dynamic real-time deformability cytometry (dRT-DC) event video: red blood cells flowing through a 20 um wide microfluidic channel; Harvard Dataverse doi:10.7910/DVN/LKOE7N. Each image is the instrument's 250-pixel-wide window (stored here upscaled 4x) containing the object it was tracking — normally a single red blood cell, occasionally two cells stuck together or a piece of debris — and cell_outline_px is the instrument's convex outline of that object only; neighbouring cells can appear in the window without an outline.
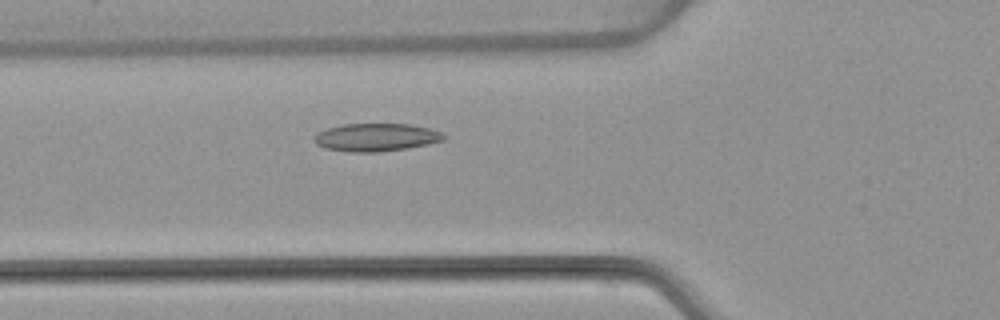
{"species": "common noctule bat (a hibernating species)", "species_latin": "Nyctalus noctula", "temperature_condition": "warm", "stored_images_in_passage": 49, "camera_frame_rate_fps": 3000, "um_per_image_px": 0.085, "animal": {"sex": "female", "body_mass_g": 22.7, "forearm_length_mm": 54.2}, "frame": {"image": 1, "passage_image": 15, "time_ms": 4.667, "image_size_px": [1000, 320], "cell_outline_px": [[448, 136], [444, 140], [428, 144], [408, 148], [376, 152], [352, 152], [324, 148], [316, 144], [312, 136], [328, 128], [344, 124], [408, 124], [428, 128], [440, 132]], "centroid_in_image_um": [31.97, 11.67], "position_along_channel_um": 93.8, "area_um2": 20.98}}
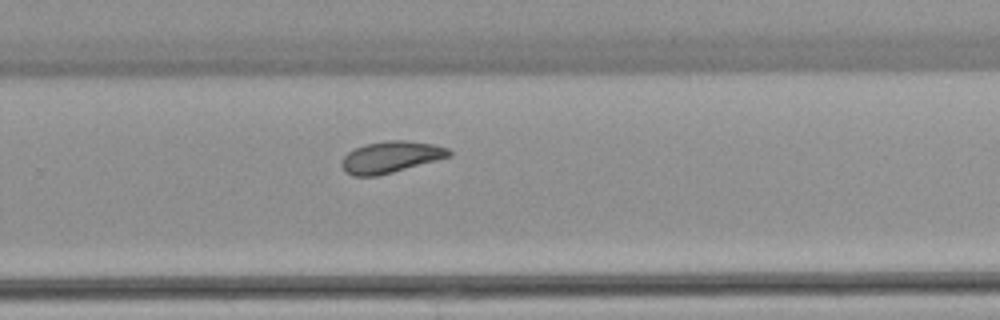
{"frame": {"image": 2, "passage_image": 31, "time_ms": 10.0, "image_size_px": [1000, 320], "cell_outline_px": [[452, 156], [392, 172], [376, 176], [352, 176], [344, 172], [340, 164], [340, 160], [348, 152], [364, 144], [388, 140], [404, 140], [432, 144], [448, 148], [452, 152]], "centroid_in_image_um": [33.18, 13.35], "position_along_channel_um": 296.6, "area_um2": 19.77}}
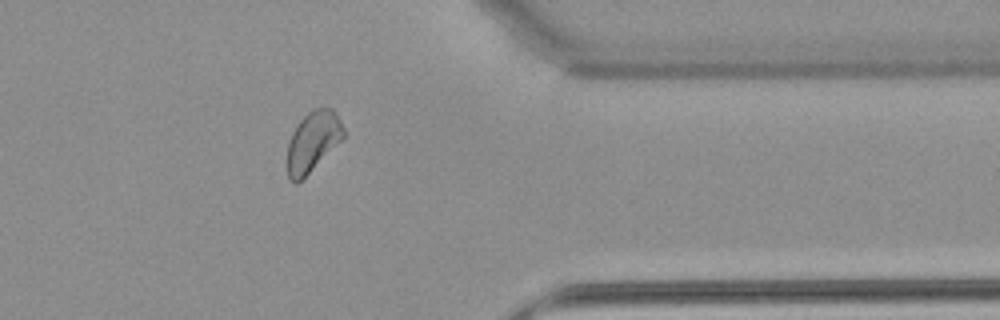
{"frame": {"image": 3, "passage_image": 39, "time_ms": 12.667, "image_size_px": [1000, 320], "cell_outline_px": [[344, 136], [296, 184], [288, 176], [288, 140], [296, 124], [312, 108], [332, 108], [336, 112], [344, 128]], "centroid_in_image_um": [26.57, 11.96], "position_along_channel_um": 384.8, "area_um2": 19.13}, "authors_computed_cell_mechanics": {"area_um2": 20.2878, "velocity_mm_per_s": 3.812, "shape_relaxation_time_tau1_ms": 4.3185, "shape_relaxation_time_tau2_ms": 3.5637, "deformation_change_tau1": 0.0945, "deformation_change_tau2": 0.0864}}